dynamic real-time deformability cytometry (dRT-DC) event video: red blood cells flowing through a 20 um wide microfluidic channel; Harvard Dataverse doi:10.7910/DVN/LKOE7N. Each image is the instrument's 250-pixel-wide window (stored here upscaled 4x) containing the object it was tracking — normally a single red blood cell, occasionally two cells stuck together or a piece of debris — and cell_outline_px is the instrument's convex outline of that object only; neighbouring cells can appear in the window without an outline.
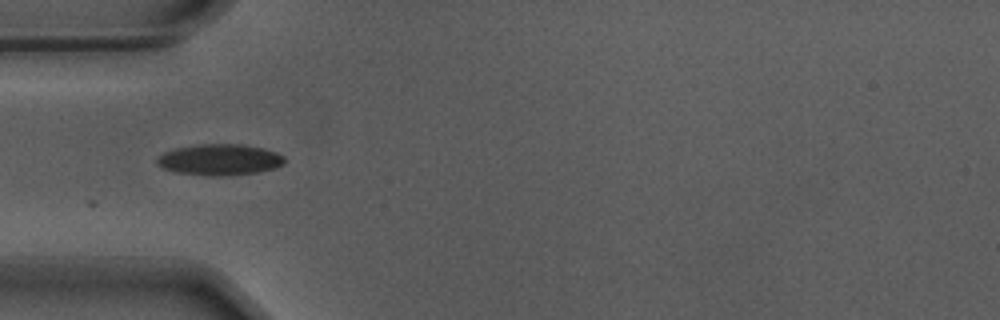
{"species": "Egyptian fruit bat (a non-hibernating species)", "species_latin": "Rousettus aegyptiacus", "temperature_condition": "warm", "stored_images_in_passage": 10, "camera_frame_rate_fps": 3000, "um_per_image_px": 0.085, "animal": {"sex": "male"}, "frame": {"image": 1, "passage_image": 1, "time_ms": 0.0, "image_size_px": [1000, 320], "cell_outline_px": [[288, 160], [284, 164], [276, 168], [256, 172], [224, 176], [208, 176], [172, 172], [156, 164], [156, 160], [164, 152], [176, 148], [200, 144], [240, 144], [264, 148], [276, 152], [284, 156]], "centroid_in_image_um": [18.7, 13.58], "position_along_channel_um": 66.3, "area_um2": 23.35}}
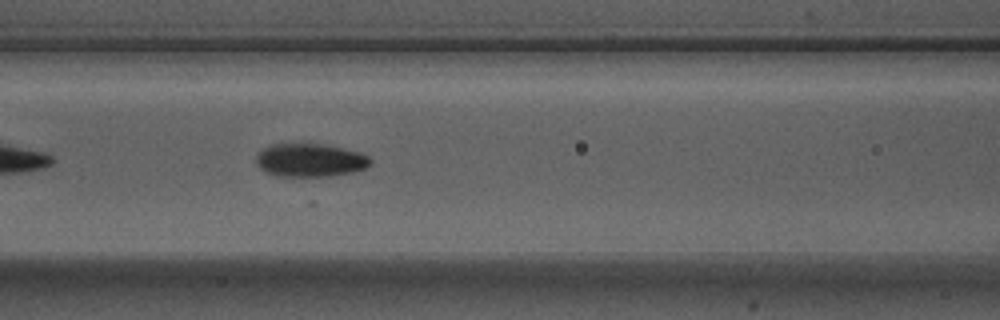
{"frame": {"image": 2, "passage_image": 7, "time_ms": 2.0, "image_size_px": [1000, 320], "cell_outline_px": [[372, 160], [364, 168], [352, 172], [332, 176], [276, 176], [264, 172], [256, 164], [256, 156], [264, 148], [272, 144], [320, 144], [360, 152], [368, 156]], "centroid_in_image_um": [26.32, 13.63], "position_along_channel_um": 140.3, "area_um2": 21.96}}